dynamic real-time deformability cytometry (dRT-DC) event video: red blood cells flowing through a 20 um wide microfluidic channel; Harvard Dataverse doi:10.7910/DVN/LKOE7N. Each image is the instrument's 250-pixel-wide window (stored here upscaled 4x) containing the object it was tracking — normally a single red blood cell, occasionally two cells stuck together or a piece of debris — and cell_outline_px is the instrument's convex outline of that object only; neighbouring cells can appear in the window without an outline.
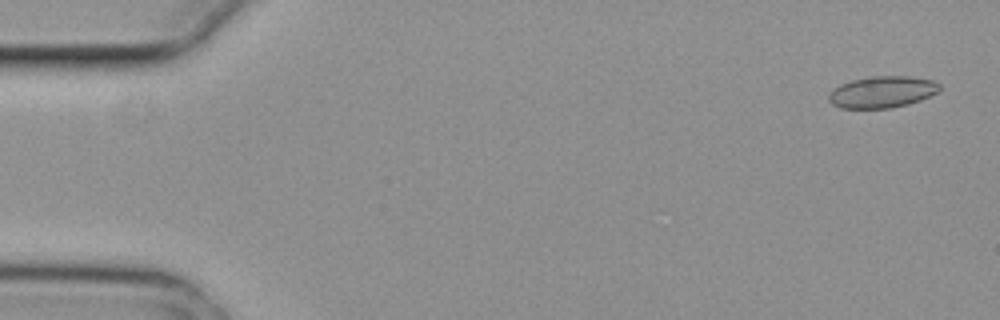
{"species": "common noctule bat (a hibernating species)", "species_latin": "Nyctalus noctula", "temperature_condition": "cold", "stored_images_in_passage": 5, "camera_frame_rate_fps": 3000, "um_per_image_px": 0.085, "animal": {"sex": "female", "body_mass_g": 29.2, "forearm_length_mm": 56.3}, "frame": {"image": 1, "passage_image": 1, "time_ms": 0.0, "image_size_px": [1000, 320], "cell_outline_px": [[940, 92], [920, 100], [908, 104], [892, 108], [840, 108], [832, 104], [828, 100], [828, 92], [832, 88], [840, 84], [852, 80], [868, 76], [908, 76], [932, 80], [940, 84]], "centroid_in_image_um": [74.96, 7.81], "position_along_channel_um": 10.0, "area_um2": 20.69}}
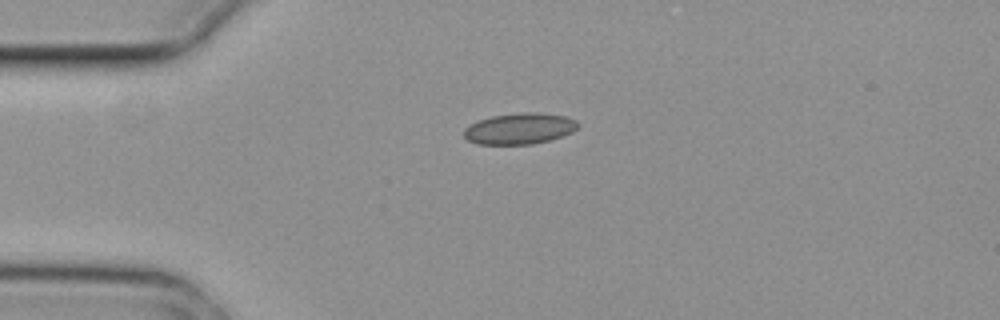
{"frame": {"image": 2, "passage_image": 4, "time_ms": 1.0, "image_size_px": [1000, 320], "cell_outline_px": [[580, 124], [572, 132], [548, 140], [532, 144], [476, 144], [468, 140], [464, 136], [464, 128], [468, 124], [476, 120], [492, 116], [520, 112], [540, 112], [564, 116], [576, 120]], "centroid_in_image_um": [44.12, 10.92], "position_along_channel_um": 40.9, "area_um2": 20.75}}
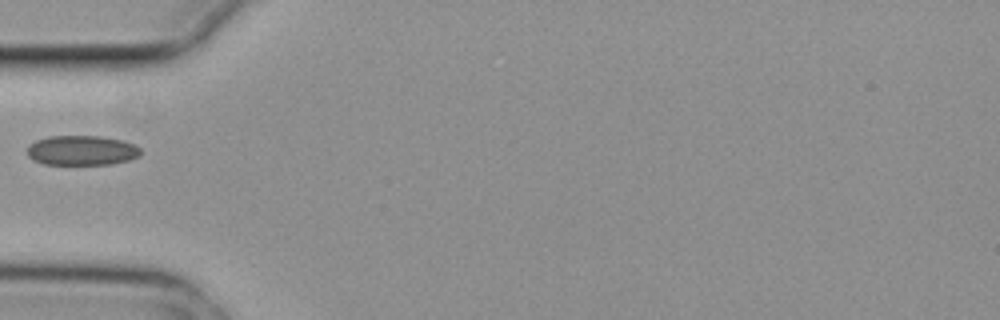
{"frame": {"image": 3, "passage_image": 5, "time_ms": 1.333, "image_size_px": [1000, 320], "cell_outline_px": [[140, 156], [128, 160], [112, 164], [44, 164], [32, 160], [28, 156], [28, 144], [36, 140], [48, 136], [100, 136], [124, 140], [136, 144], [140, 148]], "centroid_in_image_um": [6.96, 12.78], "position_along_channel_um": 78.0, "area_um2": 19.88}}